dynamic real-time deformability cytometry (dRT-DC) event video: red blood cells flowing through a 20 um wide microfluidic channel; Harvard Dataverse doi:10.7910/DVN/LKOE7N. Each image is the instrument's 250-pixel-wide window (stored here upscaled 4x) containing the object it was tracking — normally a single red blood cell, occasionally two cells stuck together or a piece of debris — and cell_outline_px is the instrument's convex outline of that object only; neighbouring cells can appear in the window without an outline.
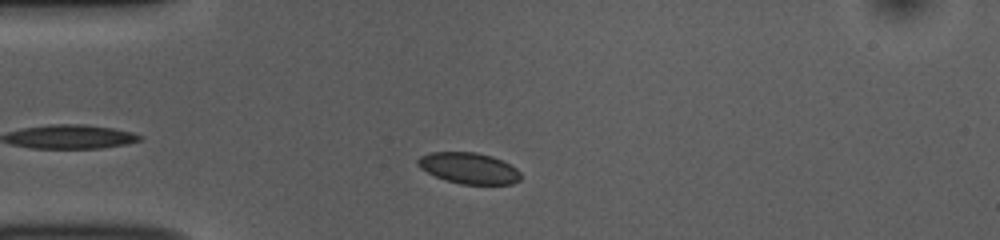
{"species": "common noctule bat (a hibernating species)", "species_latin": "Nyctalus noctula", "temperature_condition": "room temperature", "stored_images_in_passage": 41, "camera_frame_rate_fps": 3000, "um_per_image_px": 0.085, "animal": {"sex": "female", "body_mass_g": 10.0, "forearm_length_mm": 53.1}, "frame": {"image": 1, "passage_image": 5, "time_ms": 1.333, "image_size_px": [1000, 240], "cell_outline_px": [[520, 180], [512, 184], [460, 184], [444, 180], [420, 168], [416, 164], [416, 160], [420, 156], [432, 152], [476, 152], [492, 156], [504, 160], [516, 168], [520, 172]], "centroid_in_image_um": [39.86, 14.29], "position_along_channel_um": 45.1, "area_um2": 18.79}}
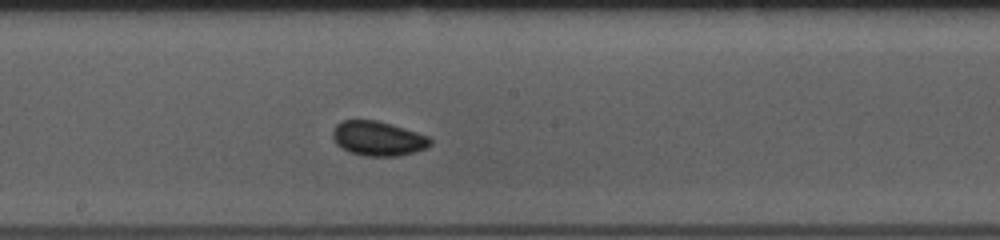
{"frame": {"image": 2, "passage_image": 20, "time_ms": 6.333, "image_size_px": [1000, 240], "cell_outline_px": [[432, 144], [428, 148], [396, 156], [364, 156], [348, 152], [336, 144], [332, 136], [332, 132], [336, 124], [340, 120], [376, 120], [392, 124], [428, 136], [432, 140]], "centroid_in_image_um": [32.11, 11.77], "position_along_channel_um": 216.1, "area_um2": 19.77}}
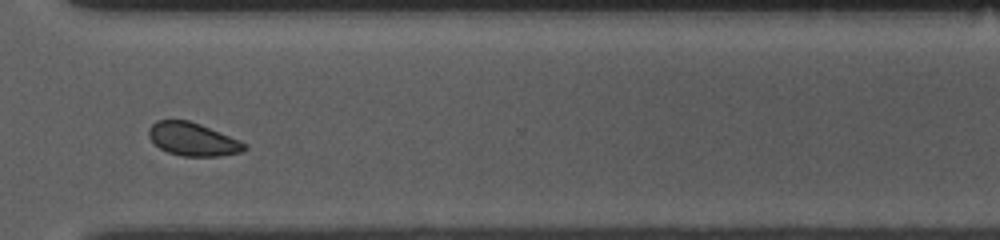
{"frame": {"image": 3, "passage_image": 31, "time_ms": 10.0, "image_size_px": [1000, 240], "cell_outline_px": [[248, 148], [244, 152], [220, 156], [184, 156], [168, 152], [160, 148], [148, 136], [148, 128], [156, 120], [188, 120], [200, 124], [240, 140], [248, 144]], "centroid_in_image_um": [16.42, 11.84], "position_along_channel_um": 354.2, "area_um2": 18.55}, "authors_computed_cell_mechanics": {"area_um2": 18.6694, "velocity_mm_per_s": 3.7635, "shape_relaxation_time_tau1_ms": null, "shape_relaxation_time_tau2_ms": 1.1911, "deformation_change_tau1": null, "deformation_change_tau2": 0.0318}}